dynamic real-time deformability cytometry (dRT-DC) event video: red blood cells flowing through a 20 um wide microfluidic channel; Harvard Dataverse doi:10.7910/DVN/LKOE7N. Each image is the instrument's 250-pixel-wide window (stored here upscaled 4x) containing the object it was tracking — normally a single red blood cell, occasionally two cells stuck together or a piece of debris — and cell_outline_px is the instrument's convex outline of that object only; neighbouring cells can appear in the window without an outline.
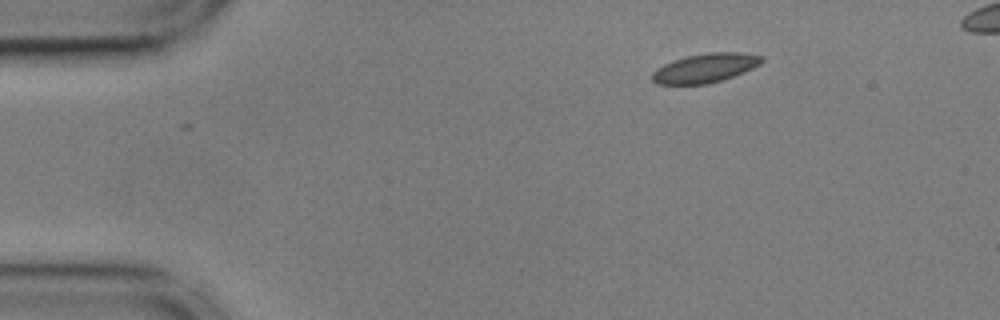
{"species": "common noctule bat (a hibernating species)", "species_latin": "Nyctalus noctula", "temperature_condition": "cold", "stored_images_in_passage": 47, "camera_frame_rate_fps": 3000, "um_per_image_px": 0.085, "animal": {"sex": "male", "body_mass_g": 17.9, "forearm_length_mm": 54.2}, "frame": {"image": 1, "passage_image": 1, "time_ms": 0.0, "image_size_px": [1000, 320], "cell_outline_px": [[764, 60], [760, 64], [744, 72], [708, 84], [656, 84], [652, 80], [652, 72], [656, 68], [672, 60], [688, 56], [708, 52], [740, 52], [764, 56]], "centroid_in_image_um": [59.93, 5.77], "position_along_channel_um": 25.1, "area_um2": 18.55}}
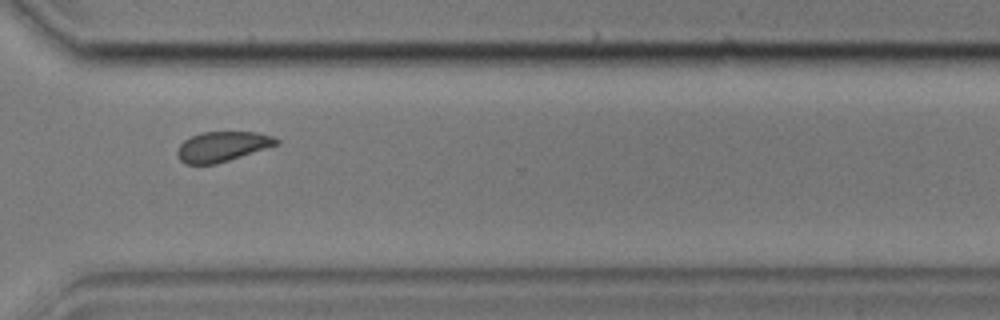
{"frame": {"image": 2, "passage_image": 34, "time_ms": 11.0, "image_size_px": [1000, 320], "cell_outline_px": [[280, 144], [216, 164], [184, 164], [176, 156], [176, 152], [180, 144], [184, 140], [200, 132], [256, 132], [272, 136], [280, 140]], "centroid_in_image_um": [18.88, 12.46], "position_along_channel_um": 351.7, "area_um2": 17.4}}
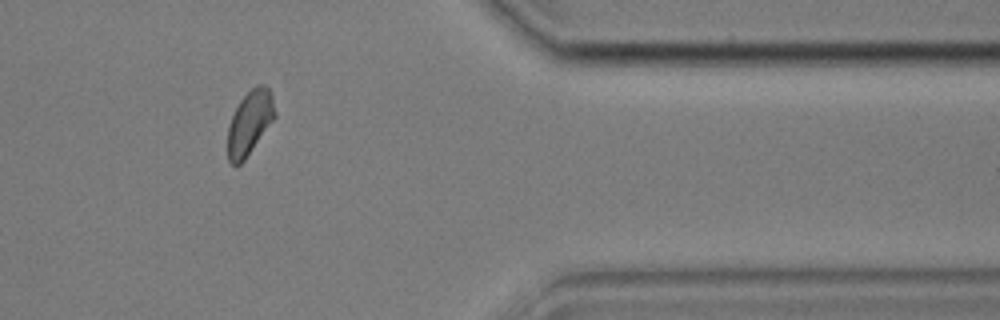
{"frame": {"image": 3, "passage_image": 39, "time_ms": 12.667, "image_size_px": [1000, 320], "cell_outline_px": [[276, 116], [244, 160], [240, 164], [232, 164], [228, 160], [228, 128], [232, 116], [240, 100], [256, 84], [264, 84], [268, 88], [272, 96], [276, 112]], "centroid_in_image_um": [21.23, 10.41], "position_along_channel_um": 390.2, "area_um2": 17.34}}